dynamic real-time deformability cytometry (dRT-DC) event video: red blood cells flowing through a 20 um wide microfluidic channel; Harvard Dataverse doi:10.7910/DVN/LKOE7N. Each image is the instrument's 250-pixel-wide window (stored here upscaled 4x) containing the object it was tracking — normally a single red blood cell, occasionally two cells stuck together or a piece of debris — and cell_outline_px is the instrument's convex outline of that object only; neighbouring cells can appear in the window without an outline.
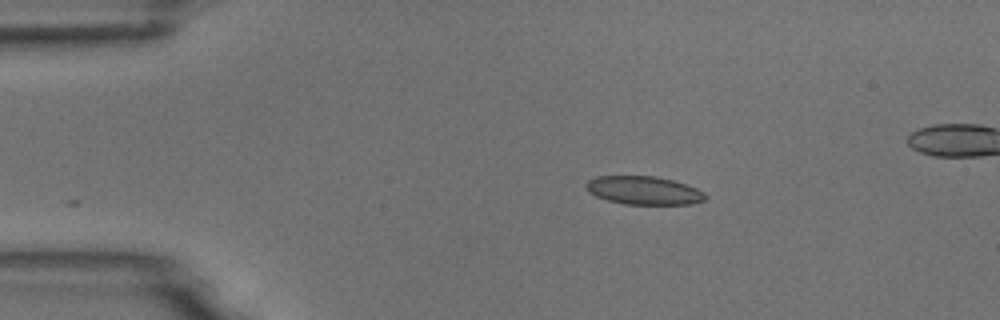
{"species": "common noctule bat (a hibernating species)", "species_latin": "Nyctalus noctula", "temperature_condition": "room temperature", "stored_images_in_passage": 3, "segment_of_instrument_passage": [1, 2], "camera_frame_rate_fps": 3000, "um_per_image_px": 0.085, "animal": {"sex": "male", "body_mass_g": 18.8}, "frame": {"image": 1, "passage_image": 1, "time_ms": 0.0, "image_size_px": [1000, 320], "cell_outline_px": [[708, 196], [704, 200], [688, 204], [624, 204], [608, 200], [596, 196], [588, 192], [584, 188], [584, 184], [588, 180], [596, 176], [656, 176], [672, 180], [696, 188], [704, 192]], "centroid_in_image_um": [54.67, 16.18], "position_along_channel_um": 30.3, "area_um2": 19.71}}